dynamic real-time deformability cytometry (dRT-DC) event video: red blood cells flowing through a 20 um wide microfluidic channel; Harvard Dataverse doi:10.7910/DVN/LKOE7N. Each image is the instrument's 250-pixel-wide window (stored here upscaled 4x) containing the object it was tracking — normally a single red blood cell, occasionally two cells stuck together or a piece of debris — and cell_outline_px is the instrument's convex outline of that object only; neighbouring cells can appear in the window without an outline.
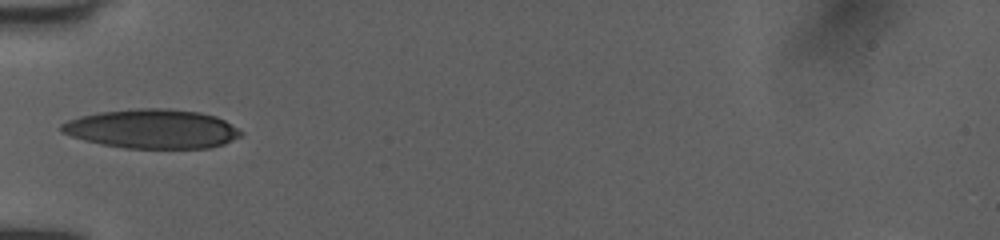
{"species": "human", "species_latin": "Homo sapiens", "temperature_condition": "room temperature", "stored_images_in_passage": 33, "camera_frame_rate_fps": 3000, "um_per_image_px": 0.085, "donor": {"sex": "female"}, "frame": {"image": 1, "passage_image": 1, "time_ms": 0.0, "image_size_px": [1000, 240], "cell_outline_px": [[244, 132], [240, 136], [224, 144], [208, 148], [124, 148], [100, 144], [84, 140], [60, 132], [60, 124], [68, 120], [80, 116], [100, 112], [136, 108], [168, 108], [200, 112], [216, 116], [224, 120]], "centroid_in_image_um": [12.92, 10.95], "position_along_channel_um": 72.1, "area_um2": 41.1}}
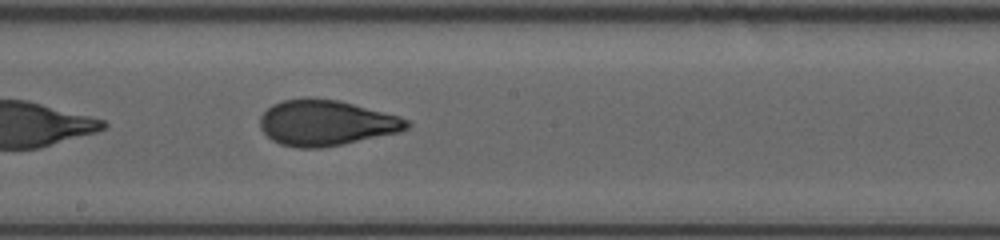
{"frame": {"image": 2, "passage_image": 12, "time_ms": 3.667, "image_size_px": [1000, 240], "cell_outline_px": [[412, 124], [408, 128], [400, 132], [344, 144], [320, 148], [296, 148], [280, 144], [272, 140], [260, 128], [260, 116], [272, 104], [284, 100], [308, 96], [340, 100], [400, 116], [408, 120]], "centroid_in_image_um": [27.73, 10.43], "position_along_channel_um": 220.5, "area_um2": 39.48}}
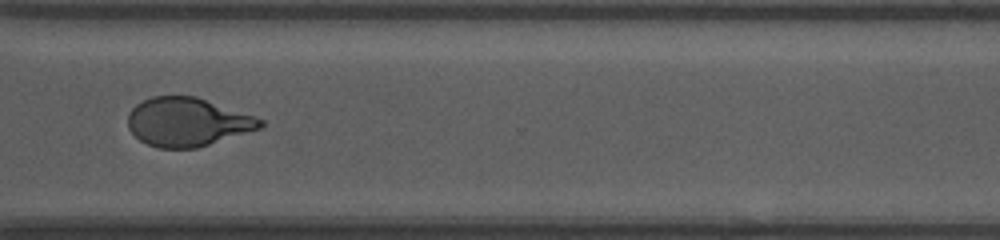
{"frame": {"image": 3, "passage_image": 22, "time_ms": 7.0, "image_size_px": [1000, 240], "cell_outline_px": [[264, 124], [260, 128], [196, 148], [156, 148], [140, 140], [128, 128], [128, 112], [136, 104], [152, 96], [196, 96], [256, 116], [264, 120]], "centroid_in_image_um": [15.92, 10.36], "position_along_channel_um": 354.7, "area_um2": 37.4}, "authors_computed_cell_mechanics": {"area_um2": 39.1306, "velocity_mm_per_s": 4.0473, "shape_relaxation_time_tau1_ms": 5.654, "shape_relaxation_time_tau2_ms": 0.921, "deformation_change_tau1": 0.2038, "deformation_change_tau2": 0.073}}